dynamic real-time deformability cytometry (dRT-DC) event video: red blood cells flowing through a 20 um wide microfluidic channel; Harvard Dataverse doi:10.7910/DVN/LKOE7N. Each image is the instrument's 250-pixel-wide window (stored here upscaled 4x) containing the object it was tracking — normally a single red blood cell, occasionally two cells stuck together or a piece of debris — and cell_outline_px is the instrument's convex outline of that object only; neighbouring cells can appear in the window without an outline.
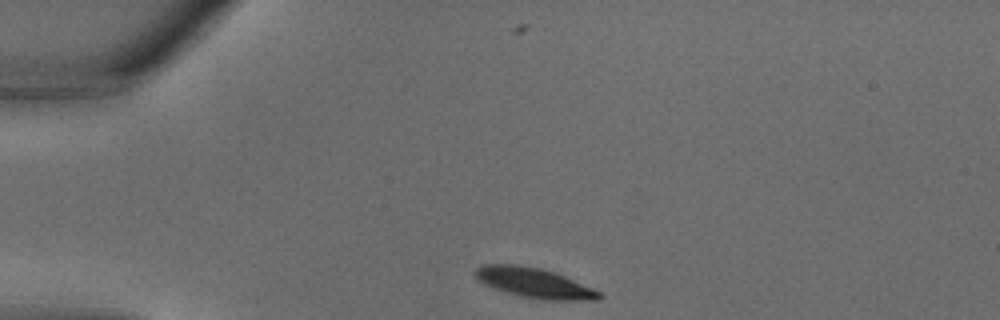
{"species": "common noctule bat (a hibernating species)", "species_latin": "Nyctalus noctula", "temperature_condition": "warm", "stored_images_in_passage": 28, "camera_frame_rate_fps": 3000, "um_per_image_px": 0.085, "animal": {"sex": "male", "body_mass_g": 18.8}, "frame": {"image": 1, "passage_image": 1, "time_ms": 0.0, "image_size_px": [1000, 320], "cell_outline_px": [[604, 296], [600, 300], [540, 300], [520, 296], [484, 284], [472, 272], [476, 268], [484, 264], [516, 264], [540, 268], [556, 272], [592, 288], [600, 292]], "centroid_in_image_um": [45.44, 24.04], "position_along_channel_um": 39.6, "area_um2": 21.62}}
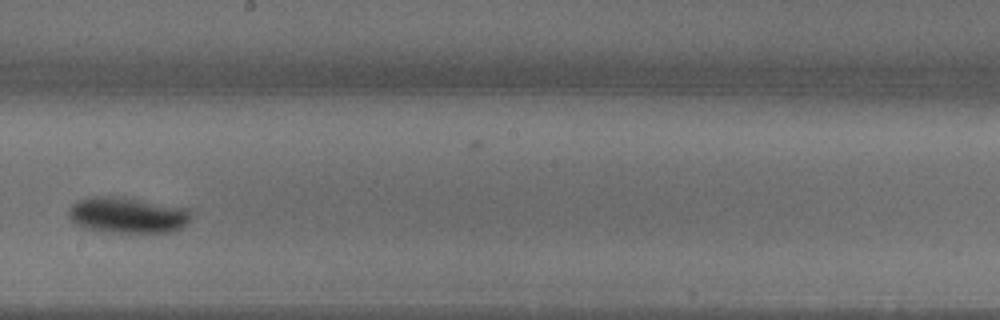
{"frame": {"image": 2, "passage_image": 13, "time_ms": 4.0, "image_size_px": [1000, 320], "cell_outline_px": [[192, 216], [180, 228], [172, 232], [100, 232], [84, 228], [76, 224], [68, 216], [68, 208], [72, 204], [80, 200], [92, 196], [116, 196], [188, 208], [192, 212]], "centroid_in_image_um": [10.81, 18.29], "position_along_channel_um": 237.4, "area_um2": 25.66}}
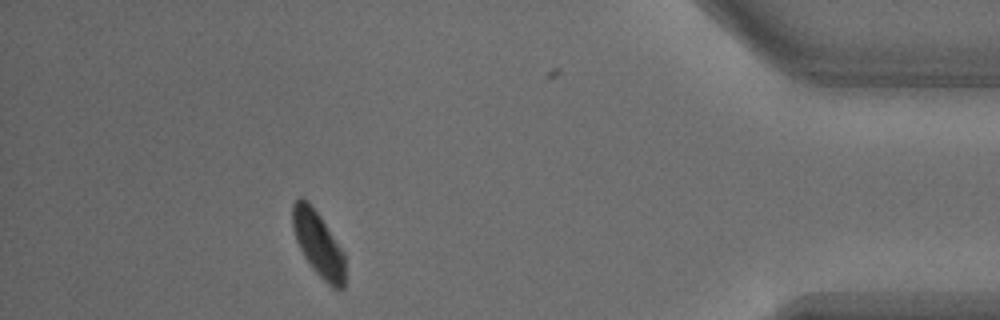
{"frame": {"image": 3, "passage_image": 24, "time_ms": 7.667, "image_size_px": [1000, 320], "cell_outline_px": [[344, 288], [332, 288], [312, 268], [304, 256], [296, 240], [292, 224], [292, 204], [300, 196], [308, 200], [320, 216], [344, 252]], "centroid_in_image_um": [27.03, 20.7], "position_along_channel_um": 408.2, "area_um2": 19.71}}